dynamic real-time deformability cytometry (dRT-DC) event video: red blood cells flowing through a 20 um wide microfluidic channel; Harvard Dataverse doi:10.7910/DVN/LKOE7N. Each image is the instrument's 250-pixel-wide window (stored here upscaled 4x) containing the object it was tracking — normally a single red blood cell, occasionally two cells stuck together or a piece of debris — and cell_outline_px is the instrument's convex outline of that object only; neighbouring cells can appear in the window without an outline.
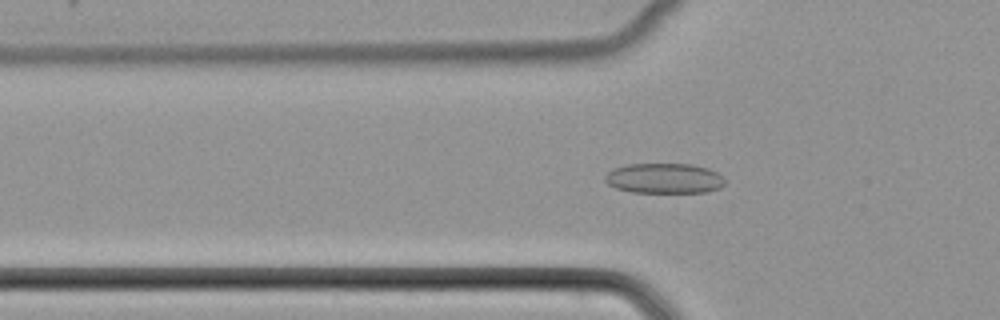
{"species": "common noctule bat (a hibernating species)", "species_latin": "Nyctalus noctula", "temperature_condition": "cold", "stored_images_in_passage": 38, "camera_frame_rate_fps": 3000, "um_per_image_px": 0.085, "animal": {"sex": "female", "body_mass_g": 22.7, "forearm_length_mm": 54.2}, "frame": {"image": 1, "passage_image": 6, "time_ms": 1.667, "image_size_px": [1000, 320], "cell_outline_px": [[724, 184], [720, 188], [708, 192], [632, 192], [616, 188], [608, 184], [604, 180], [604, 176], [612, 168], [628, 164], [692, 164], [708, 168], [716, 172], [724, 180]], "centroid_in_image_um": [56.43, 15.15], "position_along_channel_um": 69.4, "area_um2": 21.1}}
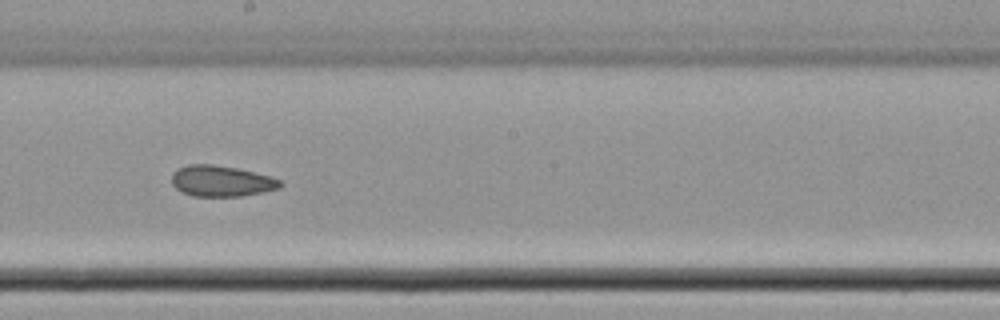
{"frame": {"image": 2, "passage_image": 18, "time_ms": 5.667, "image_size_px": [1000, 320], "cell_outline_px": [[284, 184], [280, 188], [264, 192], [240, 196], [192, 196], [180, 192], [172, 184], [172, 172], [188, 164], [212, 164], [236, 168], [268, 176], [280, 180]], "centroid_in_image_um": [18.79, 15.4], "position_along_channel_um": 229.4, "area_um2": 19.54}}
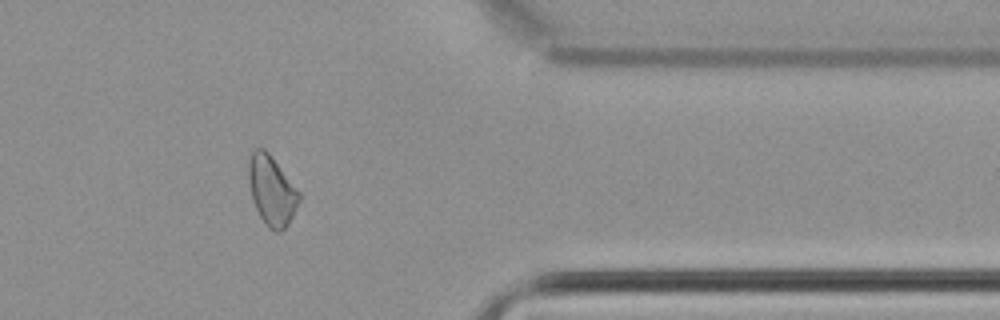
{"frame": {"image": 3, "passage_image": 31, "time_ms": 10.0, "image_size_px": [1000, 320], "cell_outline_px": [[300, 200], [288, 224], [280, 232], [276, 232], [268, 228], [260, 216], [252, 200], [248, 176], [248, 160], [252, 152], [256, 148], [264, 148], [272, 156], [300, 192]], "centroid_in_image_um": [23.09, 16.18], "position_along_channel_um": 388.3, "area_um2": 20.46}}